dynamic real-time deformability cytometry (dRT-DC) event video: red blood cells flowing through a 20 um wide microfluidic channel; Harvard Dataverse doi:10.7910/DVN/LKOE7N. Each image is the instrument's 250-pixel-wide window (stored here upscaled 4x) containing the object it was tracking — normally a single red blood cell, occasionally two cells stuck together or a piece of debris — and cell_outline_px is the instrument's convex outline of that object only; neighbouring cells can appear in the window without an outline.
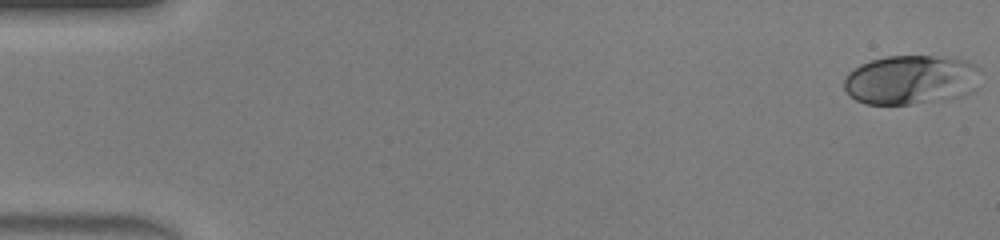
{"species": "human", "species_latin": "Homo sapiens", "temperature_condition": "warm", "stored_images_in_passage": 47, "camera_frame_rate_fps": 3000, "um_per_image_px": 0.085, "donor": {"sex": "male"}, "frame": {"image": 1, "passage_image": 1, "time_ms": 0.0, "image_size_px": [1000, 240], "cell_outline_px": [[980, 68], [956, 96], [908, 104], [864, 104], [856, 100], [844, 88], [844, 76], [848, 72], [860, 64], [872, 60], [888, 56], [932, 56], [964, 60]], "centroid_in_image_um": [77.18, 6.75], "position_along_channel_um": 7.8, "area_um2": 37.28}}
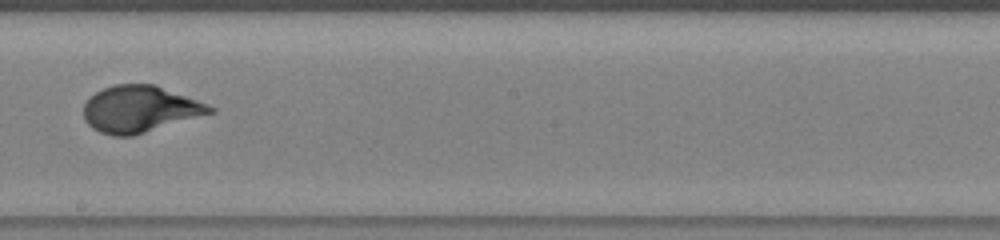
{"frame": {"image": 2, "passage_image": 27, "time_ms": 8.667, "image_size_px": [1000, 240], "cell_outline_px": [[216, 112], [132, 136], [112, 136], [100, 132], [92, 128], [84, 120], [84, 104], [96, 92], [104, 88], [116, 84], [156, 84], [216, 108]], "centroid_in_image_um": [11.89, 9.28], "position_along_channel_um": 236.3, "area_um2": 34.16}}
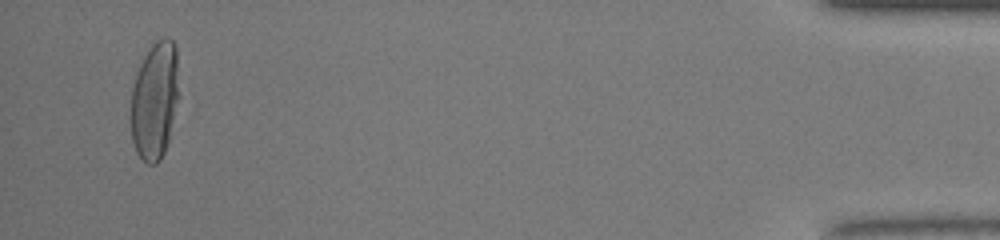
{"frame": {"image": 3, "passage_image": 45, "time_ms": 14.667, "image_size_px": [1000, 240], "cell_outline_px": [[180, 96], [168, 140], [164, 152], [160, 160], [156, 164], [148, 164], [136, 152], [132, 140], [132, 88], [136, 72], [144, 56], [152, 44], [156, 40], [164, 36], [168, 36], [172, 40], [176, 48]], "centroid_in_image_um": [13.18, 8.49], "position_along_channel_um": 422.0, "area_um2": 33.23}, "authors_computed_cell_mechanics": {"area_um2": 33.9286, "velocity_mm_per_s": 4.4448, "shape_relaxation_time_tau1_ms": 3.5899, "shape_relaxation_time_tau2_ms": null, "deformation_change_tau1": 0.2468, "deformation_change_tau2": null}}